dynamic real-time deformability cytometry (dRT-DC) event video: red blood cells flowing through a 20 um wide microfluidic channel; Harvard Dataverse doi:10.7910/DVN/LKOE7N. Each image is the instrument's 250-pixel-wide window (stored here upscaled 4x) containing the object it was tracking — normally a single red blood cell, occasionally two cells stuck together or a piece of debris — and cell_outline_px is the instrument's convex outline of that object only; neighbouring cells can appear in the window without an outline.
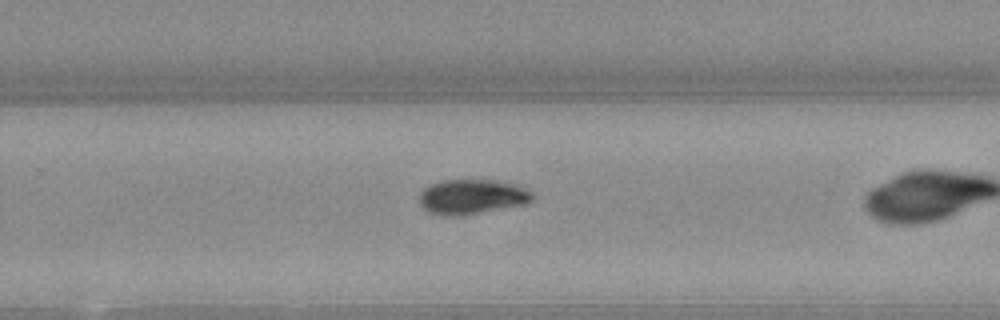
{"species": "Egyptian fruit bat (a non-hibernating species)", "species_latin": "Rousettus aegyptiacus", "temperature_condition": "warm", "stored_images_in_passage": 25, "camera_frame_rate_fps": 3000, "um_per_image_px": 0.085, "animal": {"sex": "female"}, "frame": {"image": 1, "passage_image": 18, "time_ms": 5.667, "image_size_px": [1000, 320], "cell_outline_px": [[532, 200], [524, 204], [456, 216], [428, 212], [420, 204], [420, 192], [428, 184], [444, 180], [504, 180], [516, 184], [532, 192]], "centroid_in_image_um": [40.11, 16.69], "position_along_channel_um": 289.7, "area_um2": 22.72}}